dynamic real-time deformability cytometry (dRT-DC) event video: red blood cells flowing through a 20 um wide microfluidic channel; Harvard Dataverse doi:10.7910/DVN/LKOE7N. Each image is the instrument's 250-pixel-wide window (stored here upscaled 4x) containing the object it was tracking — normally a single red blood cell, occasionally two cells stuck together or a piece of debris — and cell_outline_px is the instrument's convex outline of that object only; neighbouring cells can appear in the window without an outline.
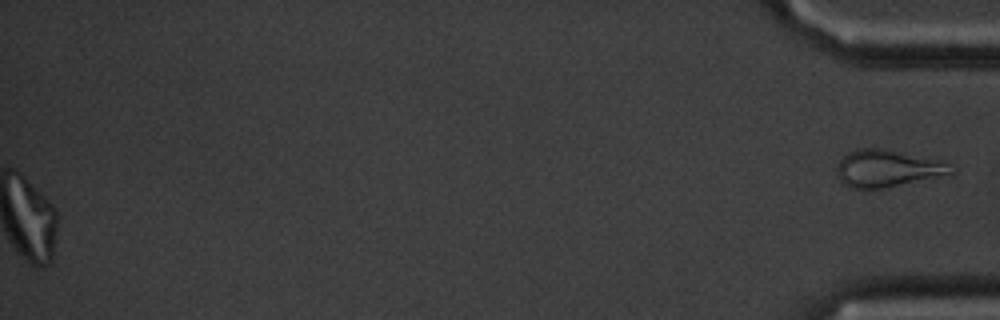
{"species": "common noctule bat (a hibernating species)", "species_latin": "Nyctalus noctula", "temperature_condition": "cold", "stored_images_in_passage": 58, "segment_of_instrument_passage": [2, 2], "camera_frame_rate_fps": 3000, "um_per_image_px": 0.085, "animal": {"sex": "male", "body_mass_g": 20.1, "forearm_length_mm": 53.5}, "frame": {"image": 1, "passage_image": 58, "time_ms": 19.0, "image_size_px": [1000, 320], "cell_outline_px": [[956, 172], [884, 188], [852, 188], [844, 184], [840, 180], [836, 168], [840, 160], [848, 152], [860, 148], [880, 148], [936, 160], [948, 164], [956, 168]], "centroid_in_image_um": [75.39, 14.32], "position_along_channel_um": 359.8, "area_um2": 24.04}}